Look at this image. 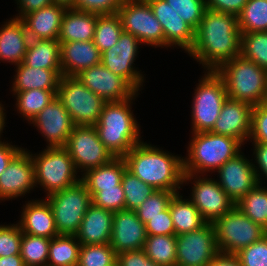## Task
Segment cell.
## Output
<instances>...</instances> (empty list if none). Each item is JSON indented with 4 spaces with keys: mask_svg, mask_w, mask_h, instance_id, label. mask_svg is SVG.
Wrapping results in <instances>:
<instances>
[{
    "mask_svg": "<svg viewBox=\"0 0 267 266\" xmlns=\"http://www.w3.org/2000/svg\"><path fill=\"white\" fill-rule=\"evenodd\" d=\"M240 51L238 16L206 9L188 56L202 64L204 71H217Z\"/></svg>",
    "mask_w": 267,
    "mask_h": 266,
    "instance_id": "6da1fadb",
    "label": "cell"
},
{
    "mask_svg": "<svg viewBox=\"0 0 267 266\" xmlns=\"http://www.w3.org/2000/svg\"><path fill=\"white\" fill-rule=\"evenodd\" d=\"M163 149L143 140L123 158L127 169L144 183L156 190L180 192L181 186L183 188V157Z\"/></svg>",
    "mask_w": 267,
    "mask_h": 266,
    "instance_id": "7a4b0ae2",
    "label": "cell"
},
{
    "mask_svg": "<svg viewBox=\"0 0 267 266\" xmlns=\"http://www.w3.org/2000/svg\"><path fill=\"white\" fill-rule=\"evenodd\" d=\"M133 97L117 102H106L100 119L94 126L100 141L114 157H124L141 139L140 124L132 110ZM135 116V117H134Z\"/></svg>",
    "mask_w": 267,
    "mask_h": 266,
    "instance_id": "3957f363",
    "label": "cell"
},
{
    "mask_svg": "<svg viewBox=\"0 0 267 266\" xmlns=\"http://www.w3.org/2000/svg\"><path fill=\"white\" fill-rule=\"evenodd\" d=\"M191 134L188 154L183 157L184 174H212L243 150V144L234 137L211 131Z\"/></svg>",
    "mask_w": 267,
    "mask_h": 266,
    "instance_id": "277c9868",
    "label": "cell"
},
{
    "mask_svg": "<svg viewBox=\"0 0 267 266\" xmlns=\"http://www.w3.org/2000/svg\"><path fill=\"white\" fill-rule=\"evenodd\" d=\"M216 72L224 80L229 99L242 101L252 106L263 104L267 70L240 54L224 63Z\"/></svg>",
    "mask_w": 267,
    "mask_h": 266,
    "instance_id": "5b68a950",
    "label": "cell"
},
{
    "mask_svg": "<svg viewBox=\"0 0 267 266\" xmlns=\"http://www.w3.org/2000/svg\"><path fill=\"white\" fill-rule=\"evenodd\" d=\"M30 154L34 164L36 187H42L46 196L81 180V175L78 174L74 161L64 146L46 147L37 154Z\"/></svg>",
    "mask_w": 267,
    "mask_h": 266,
    "instance_id": "8992f818",
    "label": "cell"
},
{
    "mask_svg": "<svg viewBox=\"0 0 267 266\" xmlns=\"http://www.w3.org/2000/svg\"><path fill=\"white\" fill-rule=\"evenodd\" d=\"M194 89L191 104V132L211 131L228 98L226 85L216 71H204Z\"/></svg>",
    "mask_w": 267,
    "mask_h": 266,
    "instance_id": "52a82bcc",
    "label": "cell"
},
{
    "mask_svg": "<svg viewBox=\"0 0 267 266\" xmlns=\"http://www.w3.org/2000/svg\"><path fill=\"white\" fill-rule=\"evenodd\" d=\"M45 198L52 209L58 234L75 235L86 211L92 205V196L85 183L80 180Z\"/></svg>",
    "mask_w": 267,
    "mask_h": 266,
    "instance_id": "ba28073f",
    "label": "cell"
},
{
    "mask_svg": "<svg viewBox=\"0 0 267 266\" xmlns=\"http://www.w3.org/2000/svg\"><path fill=\"white\" fill-rule=\"evenodd\" d=\"M56 96L70 114L75 126H95L106 103L76 76L63 75Z\"/></svg>",
    "mask_w": 267,
    "mask_h": 266,
    "instance_id": "9c48e42d",
    "label": "cell"
},
{
    "mask_svg": "<svg viewBox=\"0 0 267 266\" xmlns=\"http://www.w3.org/2000/svg\"><path fill=\"white\" fill-rule=\"evenodd\" d=\"M212 224L218 251L224 253L236 254L267 234L264 228L254 223L236 206Z\"/></svg>",
    "mask_w": 267,
    "mask_h": 266,
    "instance_id": "30bf717a",
    "label": "cell"
},
{
    "mask_svg": "<svg viewBox=\"0 0 267 266\" xmlns=\"http://www.w3.org/2000/svg\"><path fill=\"white\" fill-rule=\"evenodd\" d=\"M123 31L134 35L141 44L164 48V32L146 0H123L117 11Z\"/></svg>",
    "mask_w": 267,
    "mask_h": 266,
    "instance_id": "8fae6325",
    "label": "cell"
},
{
    "mask_svg": "<svg viewBox=\"0 0 267 266\" xmlns=\"http://www.w3.org/2000/svg\"><path fill=\"white\" fill-rule=\"evenodd\" d=\"M208 176L184 174L183 184L189 185L191 183L193 185L188 199L195 205L207 223H213L216 219L228 213L235 204L220 187L216 179Z\"/></svg>",
    "mask_w": 267,
    "mask_h": 266,
    "instance_id": "7c38bea8",
    "label": "cell"
},
{
    "mask_svg": "<svg viewBox=\"0 0 267 266\" xmlns=\"http://www.w3.org/2000/svg\"><path fill=\"white\" fill-rule=\"evenodd\" d=\"M64 147L81 175L89 169L108 164L115 158L100 141L94 126H75Z\"/></svg>",
    "mask_w": 267,
    "mask_h": 266,
    "instance_id": "4fadbf2b",
    "label": "cell"
},
{
    "mask_svg": "<svg viewBox=\"0 0 267 266\" xmlns=\"http://www.w3.org/2000/svg\"><path fill=\"white\" fill-rule=\"evenodd\" d=\"M142 45L134 35L123 31L118 42L101 53V63L114 74L124 78L137 92H142L145 76L135 66Z\"/></svg>",
    "mask_w": 267,
    "mask_h": 266,
    "instance_id": "5bb4252c",
    "label": "cell"
},
{
    "mask_svg": "<svg viewBox=\"0 0 267 266\" xmlns=\"http://www.w3.org/2000/svg\"><path fill=\"white\" fill-rule=\"evenodd\" d=\"M218 252L212 223L176 236V266H208Z\"/></svg>",
    "mask_w": 267,
    "mask_h": 266,
    "instance_id": "9a60e30c",
    "label": "cell"
},
{
    "mask_svg": "<svg viewBox=\"0 0 267 266\" xmlns=\"http://www.w3.org/2000/svg\"><path fill=\"white\" fill-rule=\"evenodd\" d=\"M36 189L30 150L23 148L0 175V201L24 197Z\"/></svg>",
    "mask_w": 267,
    "mask_h": 266,
    "instance_id": "2e32d148",
    "label": "cell"
},
{
    "mask_svg": "<svg viewBox=\"0 0 267 266\" xmlns=\"http://www.w3.org/2000/svg\"><path fill=\"white\" fill-rule=\"evenodd\" d=\"M215 173H217L216 181L235 205L258 184L253 161L245 157L242 151Z\"/></svg>",
    "mask_w": 267,
    "mask_h": 266,
    "instance_id": "e0dca14e",
    "label": "cell"
},
{
    "mask_svg": "<svg viewBox=\"0 0 267 266\" xmlns=\"http://www.w3.org/2000/svg\"><path fill=\"white\" fill-rule=\"evenodd\" d=\"M76 77L105 102L124 101L137 93L124 78L108 70L102 63L82 70Z\"/></svg>",
    "mask_w": 267,
    "mask_h": 266,
    "instance_id": "ac0fdd59",
    "label": "cell"
},
{
    "mask_svg": "<svg viewBox=\"0 0 267 266\" xmlns=\"http://www.w3.org/2000/svg\"><path fill=\"white\" fill-rule=\"evenodd\" d=\"M29 124L45 138L46 147L65 146L75 127L68 111L57 96Z\"/></svg>",
    "mask_w": 267,
    "mask_h": 266,
    "instance_id": "d6986e66",
    "label": "cell"
},
{
    "mask_svg": "<svg viewBox=\"0 0 267 266\" xmlns=\"http://www.w3.org/2000/svg\"><path fill=\"white\" fill-rule=\"evenodd\" d=\"M164 32V47L181 48L188 53L193 46L195 29L184 21L166 0H146Z\"/></svg>",
    "mask_w": 267,
    "mask_h": 266,
    "instance_id": "ffe728a7",
    "label": "cell"
},
{
    "mask_svg": "<svg viewBox=\"0 0 267 266\" xmlns=\"http://www.w3.org/2000/svg\"><path fill=\"white\" fill-rule=\"evenodd\" d=\"M252 109L248 103L227 98L211 132L234 137L244 147L251 134Z\"/></svg>",
    "mask_w": 267,
    "mask_h": 266,
    "instance_id": "44dd1931",
    "label": "cell"
},
{
    "mask_svg": "<svg viewBox=\"0 0 267 266\" xmlns=\"http://www.w3.org/2000/svg\"><path fill=\"white\" fill-rule=\"evenodd\" d=\"M110 245L116 254L142 249L147 239L145 224L135 210H120L113 213Z\"/></svg>",
    "mask_w": 267,
    "mask_h": 266,
    "instance_id": "7402d4cb",
    "label": "cell"
},
{
    "mask_svg": "<svg viewBox=\"0 0 267 266\" xmlns=\"http://www.w3.org/2000/svg\"><path fill=\"white\" fill-rule=\"evenodd\" d=\"M21 208V217L17 223L23 233L50 239L59 235L52 209L46 198L25 201V205L23 204Z\"/></svg>",
    "mask_w": 267,
    "mask_h": 266,
    "instance_id": "603a6c76",
    "label": "cell"
},
{
    "mask_svg": "<svg viewBox=\"0 0 267 266\" xmlns=\"http://www.w3.org/2000/svg\"><path fill=\"white\" fill-rule=\"evenodd\" d=\"M29 41L23 20L14 15L7 19L0 27V61L14 66L23 63Z\"/></svg>",
    "mask_w": 267,
    "mask_h": 266,
    "instance_id": "cb8c5ba5",
    "label": "cell"
},
{
    "mask_svg": "<svg viewBox=\"0 0 267 266\" xmlns=\"http://www.w3.org/2000/svg\"><path fill=\"white\" fill-rule=\"evenodd\" d=\"M66 7L52 3L30 12L21 19L30 40H57Z\"/></svg>",
    "mask_w": 267,
    "mask_h": 266,
    "instance_id": "d4e9b609",
    "label": "cell"
},
{
    "mask_svg": "<svg viewBox=\"0 0 267 266\" xmlns=\"http://www.w3.org/2000/svg\"><path fill=\"white\" fill-rule=\"evenodd\" d=\"M62 75L76 76L101 63V52L91 41L60 42Z\"/></svg>",
    "mask_w": 267,
    "mask_h": 266,
    "instance_id": "484cf974",
    "label": "cell"
},
{
    "mask_svg": "<svg viewBox=\"0 0 267 266\" xmlns=\"http://www.w3.org/2000/svg\"><path fill=\"white\" fill-rule=\"evenodd\" d=\"M113 211L91 205L86 211L80 228L75 234L83 245L110 243L113 225Z\"/></svg>",
    "mask_w": 267,
    "mask_h": 266,
    "instance_id": "4316f807",
    "label": "cell"
},
{
    "mask_svg": "<svg viewBox=\"0 0 267 266\" xmlns=\"http://www.w3.org/2000/svg\"><path fill=\"white\" fill-rule=\"evenodd\" d=\"M16 69L11 91H29L31 89L57 90L62 70L33 68L23 63L15 66Z\"/></svg>",
    "mask_w": 267,
    "mask_h": 266,
    "instance_id": "83f0119b",
    "label": "cell"
},
{
    "mask_svg": "<svg viewBox=\"0 0 267 266\" xmlns=\"http://www.w3.org/2000/svg\"><path fill=\"white\" fill-rule=\"evenodd\" d=\"M96 22V13L67 8L57 40L59 42L91 41L94 38Z\"/></svg>",
    "mask_w": 267,
    "mask_h": 266,
    "instance_id": "f1b7e54d",
    "label": "cell"
},
{
    "mask_svg": "<svg viewBox=\"0 0 267 266\" xmlns=\"http://www.w3.org/2000/svg\"><path fill=\"white\" fill-rule=\"evenodd\" d=\"M126 168L124 158L115 157L108 164L87 170L81 175V180L93 197L98 191L116 188L121 183Z\"/></svg>",
    "mask_w": 267,
    "mask_h": 266,
    "instance_id": "f546056e",
    "label": "cell"
},
{
    "mask_svg": "<svg viewBox=\"0 0 267 266\" xmlns=\"http://www.w3.org/2000/svg\"><path fill=\"white\" fill-rule=\"evenodd\" d=\"M180 194L175 193L169 202L176 236L198 230L207 223L188 197L185 199Z\"/></svg>",
    "mask_w": 267,
    "mask_h": 266,
    "instance_id": "4dcf8cb0",
    "label": "cell"
},
{
    "mask_svg": "<svg viewBox=\"0 0 267 266\" xmlns=\"http://www.w3.org/2000/svg\"><path fill=\"white\" fill-rule=\"evenodd\" d=\"M23 64L33 68L62 70L58 40H30Z\"/></svg>",
    "mask_w": 267,
    "mask_h": 266,
    "instance_id": "1f68e13d",
    "label": "cell"
},
{
    "mask_svg": "<svg viewBox=\"0 0 267 266\" xmlns=\"http://www.w3.org/2000/svg\"><path fill=\"white\" fill-rule=\"evenodd\" d=\"M16 97L15 111L25 119L28 124L41 112L55 97L57 90L31 89L29 91H11Z\"/></svg>",
    "mask_w": 267,
    "mask_h": 266,
    "instance_id": "d6a6232c",
    "label": "cell"
},
{
    "mask_svg": "<svg viewBox=\"0 0 267 266\" xmlns=\"http://www.w3.org/2000/svg\"><path fill=\"white\" fill-rule=\"evenodd\" d=\"M81 244L75 235L59 234L50 240L47 266H77Z\"/></svg>",
    "mask_w": 267,
    "mask_h": 266,
    "instance_id": "836d02e7",
    "label": "cell"
},
{
    "mask_svg": "<svg viewBox=\"0 0 267 266\" xmlns=\"http://www.w3.org/2000/svg\"><path fill=\"white\" fill-rule=\"evenodd\" d=\"M143 250L159 266H176V235H148Z\"/></svg>",
    "mask_w": 267,
    "mask_h": 266,
    "instance_id": "e575fe53",
    "label": "cell"
},
{
    "mask_svg": "<svg viewBox=\"0 0 267 266\" xmlns=\"http://www.w3.org/2000/svg\"><path fill=\"white\" fill-rule=\"evenodd\" d=\"M254 223L267 231V188L257 184L235 205Z\"/></svg>",
    "mask_w": 267,
    "mask_h": 266,
    "instance_id": "d590c367",
    "label": "cell"
},
{
    "mask_svg": "<svg viewBox=\"0 0 267 266\" xmlns=\"http://www.w3.org/2000/svg\"><path fill=\"white\" fill-rule=\"evenodd\" d=\"M123 32L121 19L115 14H97V22L93 42L102 53L115 45Z\"/></svg>",
    "mask_w": 267,
    "mask_h": 266,
    "instance_id": "8d00e7d4",
    "label": "cell"
},
{
    "mask_svg": "<svg viewBox=\"0 0 267 266\" xmlns=\"http://www.w3.org/2000/svg\"><path fill=\"white\" fill-rule=\"evenodd\" d=\"M241 33L267 31V0H248L238 15Z\"/></svg>",
    "mask_w": 267,
    "mask_h": 266,
    "instance_id": "74e56055",
    "label": "cell"
},
{
    "mask_svg": "<svg viewBox=\"0 0 267 266\" xmlns=\"http://www.w3.org/2000/svg\"><path fill=\"white\" fill-rule=\"evenodd\" d=\"M50 238L22 233L20 256L25 266H47Z\"/></svg>",
    "mask_w": 267,
    "mask_h": 266,
    "instance_id": "f35d334b",
    "label": "cell"
},
{
    "mask_svg": "<svg viewBox=\"0 0 267 266\" xmlns=\"http://www.w3.org/2000/svg\"><path fill=\"white\" fill-rule=\"evenodd\" d=\"M121 185L125 194L126 210H135L149 196L156 192V189L153 186H150L141 181L127 168L122 175Z\"/></svg>",
    "mask_w": 267,
    "mask_h": 266,
    "instance_id": "ab89813d",
    "label": "cell"
},
{
    "mask_svg": "<svg viewBox=\"0 0 267 266\" xmlns=\"http://www.w3.org/2000/svg\"><path fill=\"white\" fill-rule=\"evenodd\" d=\"M240 54L267 70V31L241 33Z\"/></svg>",
    "mask_w": 267,
    "mask_h": 266,
    "instance_id": "60d3db41",
    "label": "cell"
},
{
    "mask_svg": "<svg viewBox=\"0 0 267 266\" xmlns=\"http://www.w3.org/2000/svg\"><path fill=\"white\" fill-rule=\"evenodd\" d=\"M115 263H117V254L109 243L81 244L77 266H113Z\"/></svg>",
    "mask_w": 267,
    "mask_h": 266,
    "instance_id": "b9f144b4",
    "label": "cell"
},
{
    "mask_svg": "<svg viewBox=\"0 0 267 266\" xmlns=\"http://www.w3.org/2000/svg\"><path fill=\"white\" fill-rule=\"evenodd\" d=\"M178 192L156 190L139 207L135 209L138 218L145 224L150 218L160 215L168 206L173 195Z\"/></svg>",
    "mask_w": 267,
    "mask_h": 266,
    "instance_id": "7bdbcfd3",
    "label": "cell"
},
{
    "mask_svg": "<svg viewBox=\"0 0 267 266\" xmlns=\"http://www.w3.org/2000/svg\"><path fill=\"white\" fill-rule=\"evenodd\" d=\"M166 2L194 29L200 24L207 9L205 0H166Z\"/></svg>",
    "mask_w": 267,
    "mask_h": 266,
    "instance_id": "ee69618b",
    "label": "cell"
},
{
    "mask_svg": "<svg viewBox=\"0 0 267 266\" xmlns=\"http://www.w3.org/2000/svg\"><path fill=\"white\" fill-rule=\"evenodd\" d=\"M16 224H0V257L20 254L22 230Z\"/></svg>",
    "mask_w": 267,
    "mask_h": 266,
    "instance_id": "f6af8a7d",
    "label": "cell"
},
{
    "mask_svg": "<svg viewBox=\"0 0 267 266\" xmlns=\"http://www.w3.org/2000/svg\"><path fill=\"white\" fill-rule=\"evenodd\" d=\"M92 204L113 212L125 210V194L121 183L116 188L98 191L92 197Z\"/></svg>",
    "mask_w": 267,
    "mask_h": 266,
    "instance_id": "bcb514c9",
    "label": "cell"
},
{
    "mask_svg": "<svg viewBox=\"0 0 267 266\" xmlns=\"http://www.w3.org/2000/svg\"><path fill=\"white\" fill-rule=\"evenodd\" d=\"M236 255L242 266H267V234L241 249Z\"/></svg>",
    "mask_w": 267,
    "mask_h": 266,
    "instance_id": "7dc6e473",
    "label": "cell"
},
{
    "mask_svg": "<svg viewBox=\"0 0 267 266\" xmlns=\"http://www.w3.org/2000/svg\"><path fill=\"white\" fill-rule=\"evenodd\" d=\"M250 142L267 143V106H253Z\"/></svg>",
    "mask_w": 267,
    "mask_h": 266,
    "instance_id": "c3c4849f",
    "label": "cell"
},
{
    "mask_svg": "<svg viewBox=\"0 0 267 266\" xmlns=\"http://www.w3.org/2000/svg\"><path fill=\"white\" fill-rule=\"evenodd\" d=\"M123 0H75V9L99 15L115 14Z\"/></svg>",
    "mask_w": 267,
    "mask_h": 266,
    "instance_id": "681fc988",
    "label": "cell"
},
{
    "mask_svg": "<svg viewBox=\"0 0 267 266\" xmlns=\"http://www.w3.org/2000/svg\"><path fill=\"white\" fill-rule=\"evenodd\" d=\"M147 235H175L174 224L169 206L156 217L145 223Z\"/></svg>",
    "mask_w": 267,
    "mask_h": 266,
    "instance_id": "f907efd6",
    "label": "cell"
},
{
    "mask_svg": "<svg viewBox=\"0 0 267 266\" xmlns=\"http://www.w3.org/2000/svg\"><path fill=\"white\" fill-rule=\"evenodd\" d=\"M253 145V167L256 174L258 184H263L264 180L267 181V143L251 142ZM263 177V179H262Z\"/></svg>",
    "mask_w": 267,
    "mask_h": 266,
    "instance_id": "816d5d0a",
    "label": "cell"
},
{
    "mask_svg": "<svg viewBox=\"0 0 267 266\" xmlns=\"http://www.w3.org/2000/svg\"><path fill=\"white\" fill-rule=\"evenodd\" d=\"M117 263L120 266H159L147 257L143 248L117 254Z\"/></svg>",
    "mask_w": 267,
    "mask_h": 266,
    "instance_id": "f5cc1de1",
    "label": "cell"
},
{
    "mask_svg": "<svg viewBox=\"0 0 267 266\" xmlns=\"http://www.w3.org/2000/svg\"><path fill=\"white\" fill-rule=\"evenodd\" d=\"M248 0H205L209 10L238 16Z\"/></svg>",
    "mask_w": 267,
    "mask_h": 266,
    "instance_id": "db71d44e",
    "label": "cell"
},
{
    "mask_svg": "<svg viewBox=\"0 0 267 266\" xmlns=\"http://www.w3.org/2000/svg\"><path fill=\"white\" fill-rule=\"evenodd\" d=\"M18 145H13L12 142L0 141V175L7 168L11 160L23 149Z\"/></svg>",
    "mask_w": 267,
    "mask_h": 266,
    "instance_id": "11a10c76",
    "label": "cell"
},
{
    "mask_svg": "<svg viewBox=\"0 0 267 266\" xmlns=\"http://www.w3.org/2000/svg\"><path fill=\"white\" fill-rule=\"evenodd\" d=\"M17 3V10L18 13L15 17L22 18L26 14L40 10L43 7L49 6L53 3L52 0H15Z\"/></svg>",
    "mask_w": 267,
    "mask_h": 266,
    "instance_id": "9f6ffc18",
    "label": "cell"
},
{
    "mask_svg": "<svg viewBox=\"0 0 267 266\" xmlns=\"http://www.w3.org/2000/svg\"><path fill=\"white\" fill-rule=\"evenodd\" d=\"M208 266H242L236 254L219 251Z\"/></svg>",
    "mask_w": 267,
    "mask_h": 266,
    "instance_id": "6f0895ef",
    "label": "cell"
},
{
    "mask_svg": "<svg viewBox=\"0 0 267 266\" xmlns=\"http://www.w3.org/2000/svg\"><path fill=\"white\" fill-rule=\"evenodd\" d=\"M0 266H25L22 257L19 255H11L0 257Z\"/></svg>",
    "mask_w": 267,
    "mask_h": 266,
    "instance_id": "680465c9",
    "label": "cell"
},
{
    "mask_svg": "<svg viewBox=\"0 0 267 266\" xmlns=\"http://www.w3.org/2000/svg\"><path fill=\"white\" fill-rule=\"evenodd\" d=\"M3 103L2 102H0V141H3V139H1V135H3L2 133H3V130H4V128L6 127V121H7V119H6V109H4L5 108V106H4V104L2 105Z\"/></svg>",
    "mask_w": 267,
    "mask_h": 266,
    "instance_id": "91938a15",
    "label": "cell"
},
{
    "mask_svg": "<svg viewBox=\"0 0 267 266\" xmlns=\"http://www.w3.org/2000/svg\"><path fill=\"white\" fill-rule=\"evenodd\" d=\"M54 4L62 5L66 8H75V0H52Z\"/></svg>",
    "mask_w": 267,
    "mask_h": 266,
    "instance_id": "94428289",
    "label": "cell"
},
{
    "mask_svg": "<svg viewBox=\"0 0 267 266\" xmlns=\"http://www.w3.org/2000/svg\"><path fill=\"white\" fill-rule=\"evenodd\" d=\"M263 105L267 106V84H266V93H265V98L263 101Z\"/></svg>",
    "mask_w": 267,
    "mask_h": 266,
    "instance_id": "6125c7cd",
    "label": "cell"
}]
</instances>
